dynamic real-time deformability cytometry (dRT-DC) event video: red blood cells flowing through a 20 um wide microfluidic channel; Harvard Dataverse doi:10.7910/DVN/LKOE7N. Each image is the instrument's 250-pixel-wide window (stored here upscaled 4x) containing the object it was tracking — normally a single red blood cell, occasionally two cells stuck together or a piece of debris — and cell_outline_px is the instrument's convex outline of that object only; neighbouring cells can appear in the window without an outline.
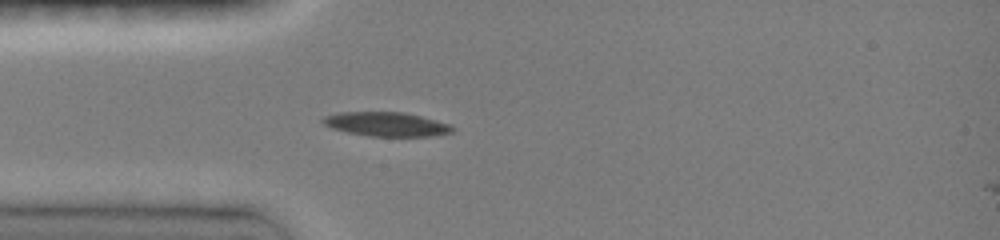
{"species": "common noctule bat (a hibernating species)", "species_latin": "Nyctalus noctula", "temperature_condition": "room temperature", "stored_images_in_passage": 2, "camera_frame_rate_fps": 3000, "um_per_image_px": 0.085, "animal": {"sex": "female", "body_mass_g": 19.0, "forearm_length_mm": 51.5}, "frame": {"image": 1, "passage_image": 2, "time_ms": 1.0, "image_size_px": [1000, 240], "cell_outline_px": [[456, 128], [452, 132], [432, 136], [368, 136], [348, 132], [332, 128], [324, 124], [320, 120], [324, 116], [340, 112], [404, 112], [452, 124]], "centroid_in_image_um": [32.87, 10.55], "position_along_channel_um": 52.1, "area_um2": 18.26}}